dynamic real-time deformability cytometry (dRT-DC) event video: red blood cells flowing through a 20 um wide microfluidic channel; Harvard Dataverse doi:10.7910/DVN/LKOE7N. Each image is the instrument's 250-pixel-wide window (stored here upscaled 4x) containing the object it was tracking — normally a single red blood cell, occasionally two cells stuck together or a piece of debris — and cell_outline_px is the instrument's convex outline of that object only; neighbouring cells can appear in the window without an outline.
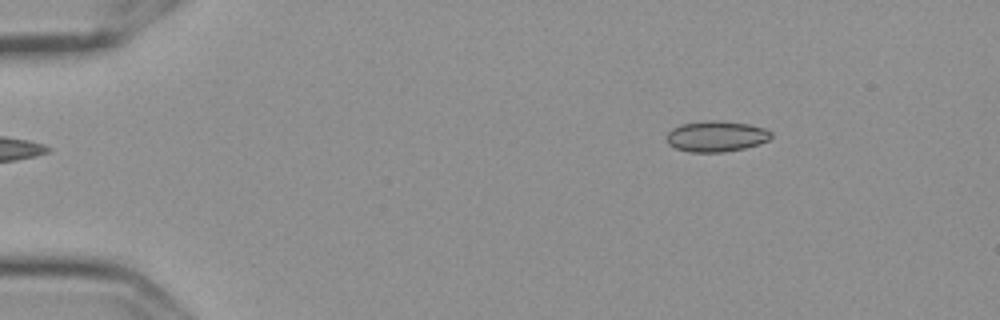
{"species": "Egyptian fruit bat (a non-hibernating species)", "species_latin": "Rousettus aegyptiacus", "temperature_condition": "cold", "stored_images_in_passage": 49, "camera_frame_rate_fps": 3000, "um_per_image_px": 0.085, "frame": {"image": 1, "passage_image": 1, "time_ms": 0.0, "image_size_px": [1000, 320], "cell_outline_px": [[772, 136], [768, 140], [760, 144], [744, 148], [724, 152], [688, 152], [676, 148], [668, 144], [668, 132], [672, 128], [680, 124], [708, 120], [716, 120], [748, 124], [764, 128], [772, 132]], "centroid_in_image_um": [60.89, 11.58], "position_along_channel_um": 24.1, "area_um2": 18.79}}
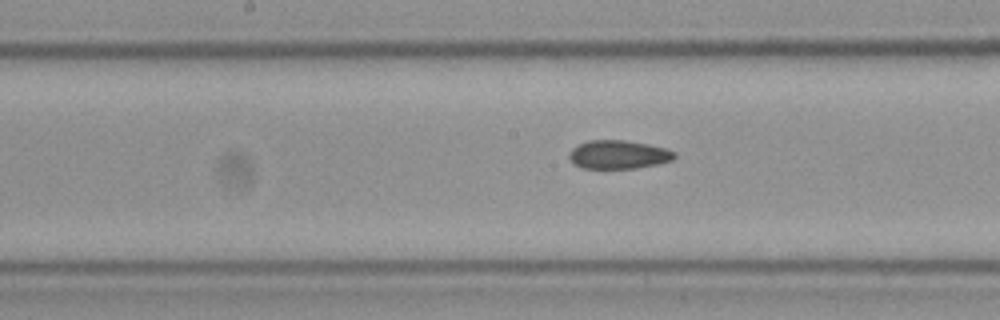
{"frame": {"image": 2, "passage_image": 22, "time_ms": 7.0, "image_size_px": [1000, 320], "cell_outline_px": [[676, 156], [672, 160], [656, 164], [636, 168], [580, 168], [572, 164], [568, 156], [568, 152], [572, 148], [588, 140], [624, 140], [648, 144], [668, 148], [676, 152]], "centroid_in_image_um": [52.55, 13.13], "position_along_channel_um": 195.7, "area_um2": 17.69}}
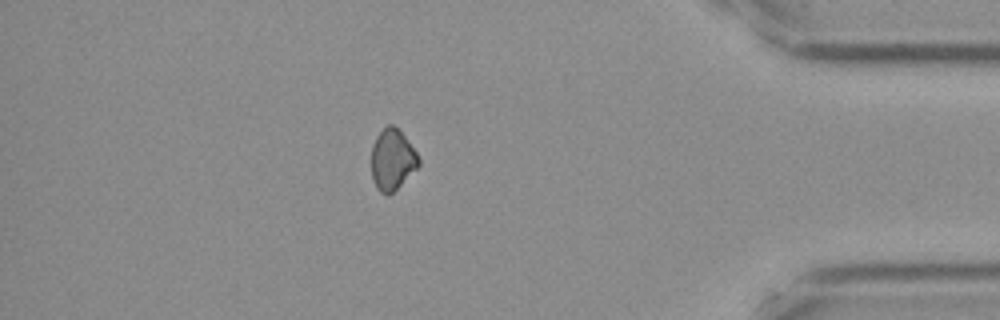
{"frame": {"image": 3, "passage_image": 42, "time_ms": 13.667, "image_size_px": [1000, 320], "cell_outline_px": [[420, 164], [388, 196], [380, 192], [376, 188], [372, 180], [372, 144], [376, 136], [388, 124], [392, 124], [404, 136], [416, 152], [420, 160]], "centroid_in_image_um": [33.32, 13.57], "position_along_channel_um": 401.9, "area_um2": 16.47}, "authors_computed_cell_mechanics": {"area_um2": 17.8024, "velocity_mm_per_s": 3.6178, "shape_relaxation_time_tau1_ms": null, "shape_relaxation_time_tau2_ms": 4.7705, "deformation_change_tau1": null, "deformation_change_tau2": 0.0603}}